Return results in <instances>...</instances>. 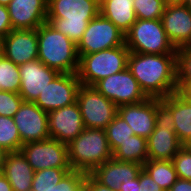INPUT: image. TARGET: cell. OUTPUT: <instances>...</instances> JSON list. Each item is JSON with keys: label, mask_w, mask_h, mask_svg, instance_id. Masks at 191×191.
Listing matches in <instances>:
<instances>
[{"label": "cell", "mask_w": 191, "mask_h": 191, "mask_svg": "<svg viewBox=\"0 0 191 191\" xmlns=\"http://www.w3.org/2000/svg\"><path fill=\"white\" fill-rule=\"evenodd\" d=\"M127 67L147 97L161 99L177 92L176 54L130 52Z\"/></svg>", "instance_id": "cell-1"}, {"label": "cell", "mask_w": 191, "mask_h": 191, "mask_svg": "<svg viewBox=\"0 0 191 191\" xmlns=\"http://www.w3.org/2000/svg\"><path fill=\"white\" fill-rule=\"evenodd\" d=\"M99 5V0H48L47 22L77 45Z\"/></svg>", "instance_id": "cell-2"}, {"label": "cell", "mask_w": 191, "mask_h": 191, "mask_svg": "<svg viewBox=\"0 0 191 191\" xmlns=\"http://www.w3.org/2000/svg\"><path fill=\"white\" fill-rule=\"evenodd\" d=\"M38 59L59 73H77V45L48 22L37 28Z\"/></svg>", "instance_id": "cell-3"}, {"label": "cell", "mask_w": 191, "mask_h": 191, "mask_svg": "<svg viewBox=\"0 0 191 191\" xmlns=\"http://www.w3.org/2000/svg\"><path fill=\"white\" fill-rule=\"evenodd\" d=\"M67 147L71 169L84 173L112 158L105 129L85 128Z\"/></svg>", "instance_id": "cell-4"}, {"label": "cell", "mask_w": 191, "mask_h": 191, "mask_svg": "<svg viewBox=\"0 0 191 191\" xmlns=\"http://www.w3.org/2000/svg\"><path fill=\"white\" fill-rule=\"evenodd\" d=\"M129 49L126 44L79 58L78 78L81 85L94 86L98 81L125 70L128 66Z\"/></svg>", "instance_id": "cell-5"}, {"label": "cell", "mask_w": 191, "mask_h": 191, "mask_svg": "<svg viewBox=\"0 0 191 191\" xmlns=\"http://www.w3.org/2000/svg\"><path fill=\"white\" fill-rule=\"evenodd\" d=\"M125 44L130 52L141 54H176L177 51L161 19H137L125 34Z\"/></svg>", "instance_id": "cell-6"}, {"label": "cell", "mask_w": 191, "mask_h": 191, "mask_svg": "<svg viewBox=\"0 0 191 191\" xmlns=\"http://www.w3.org/2000/svg\"><path fill=\"white\" fill-rule=\"evenodd\" d=\"M76 102L85 128L105 129L118 114V107L93 86L81 85Z\"/></svg>", "instance_id": "cell-7"}, {"label": "cell", "mask_w": 191, "mask_h": 191, "mask_svg": "<svg viewBox=\"0 0 191 191\" xmlns=\"http://www.w3.org/2000/svg\"><path fill=\"white\" fill-rule=\"evenodd\" d=\"M124 44L125 34L99 13L89 22L82 38L77 44V52L80 58L85 54L95 53Z\"/></svg>", "instance_id": "cell-8"}, {"label": "cell", "mask_w": 191, "mask_h": 191, "mask_svg": "<svg viewBox=\"0 0 191 191\" xmlns=\"http://www.w3.org/2000/svg\"><path fill=\"white\" fill-rule=\"evenodd\" d=\"M20 151L34 171L49 168H71L67 144L56 139L27 142L22 145Z\"/></svg>", "instance_id": "cell-9"}, {"label": "cell", "mask_w": 191, "mask_h": 191, "mask_svg": "<svg viewBox=\"0 0 191 191\" xmlns=\"http://www.w3.org/2000/svg\"><path fill=\"white\" fill-rule=\"evenodd\" d=\"M93 87L117 107L140 103L148 98L128 67L98 81Z\"/></svg>", "instance_id": "cell-10"}, {"label": "cell", "mask_w": 191, "mask_h": 191, "mask_svg": "<svg viewBox=\"0 0 191 191\" xmlns=\"http://www.w3.org/2000/svg\"><path fill=\"white\" fill-rule=\"evenodd\" d=\"M81 86L77 73H59L40 93L34 102L47 113L76 102Z\"/></svg>", "instance_id": "cell-11"}, {"label": "cell", "mask_w": 191, "mask_h": 191, "mask_svg": "<svg viewBox=\"0 0 191 191\" xmlns=\"http://www.w3.org/2000/svg\"><path fill=\"white\" fill-rule=\"evenodd\" d=\"M163 114L161 99L146 100L118 107V115L127 122L135 135L148 138L154 131L157 120Z\"/></svg>", "instance_id": "cell-12"}, {"label": "cell", "mask_w": 191, "mask_h": 191, "mask_svg": "<svg viewBox=\"0 0 191 191\" xmlns=\"http://www.w3.org/2000/svg\"><path fill=\"white\" fill-rule=\"evenodd\" d=\"M13 118L23 144L50 138L48 113L34 102L24 101Z\"/></svg>", "instance_id": "cell-13"}, {"label": "cell", "mask_w": 191, "mask_h": 191, "mask_svg": "<svg viewBox=\"0 0 191 191\" xmlns=\"http://www.w3.org/2000/svg\"><path fill=\"white\" fill-rule=\"evenodd\" d=\"M1 54L16 65L38 59L37 29H13L2 38Z\"/></svg>", "instance_id": "cell-14"}, {"label": "cell", "mask_w": 191, "mask_h": 191, "mask_svg": "<svg viewBox=\"0 0 191 191\" xmlns=\"http://www.w3.org/2000/svg\"><path fill=\"white\" fill-rule=\"evenodd\" d=\"M49 136L68 144L84 129L82 115L77 102L48 113Z\"/></svg>", "instance_id": "cell-15"}, {"label": "cell", "mask_w": 191, "mask_h": 191, "mask_svg": "<svg viewBox=\"0 0 191 191\" xmlns=\"http://www.w3.org/2000/svg\"><path fill=\"white\" fill-rule=\"evenodd\" d=\"M21 87L19 95L26 102H35L40 93L58 74L39 59L19 65Z\"/></svg>", "instance_id": "cell-16"}, {"label": "cell", "mask_w": 191, "mask_h": 191, "mask_svg": "<svg viewBox=\"0 0 191 191\" xmlns=\"http://www.w3.org/2000/svg\"><path fill=\"white\" fill-rule=\"evenodd\" d=\"M161 20L176 49L191 45V10L185 4H167Z\"/></svg>", "instance_id": "cell-17"}, {"label": "cell", "mask_w": 191, "mask_h": 191, "mask_svg": "<svg viewBox=\"0 0 191 191\" xmlns=\"http://www.w3.org/2000/svg\"><path fill=\"white\" fill-rule=\"evenodd\" d=\"M182 146L170 121L162 114L147 138L148 160H172Z\"/></svg>", "instance_id": "cell-18"}, {"label": "cell", "mask_w": 191, "mask_h": 191, "mask_svg": "<svg viewBox=\"0 0 191 191\" xmlns=\"http://www.w3.org/2000/svg\"><path fill=\"white\" fill-rule=\"evenodd\" d=\"M161 104L178 140L183 145H191V101L174 92L161 98Z\"/></svg>", "instance_id": "cell-19"}, {"label": "cell", "mask_w": 191, "mask_h": 191, "mask_svg": "<svg viewBox=\"0 0 191 191\" xmlns=\"http://www.w3.org/2000/svg\"><path fill=\"white\" fill-rule=\"evenodd\" d=\"M48 0H11L8 12L13 29H37L47 22Z\"/></svg>", "instance_id": "cell-20"}, {"label": "cell", "mask_w": 191, "mask_h": 191, "mask_svg": "<svg viewBox=\"0 0 191 191\" xmlns=\"http://www.w3.org/2000/svg\"><path fill=\"white\" fill-rule=\"evenodd\" d=\"M141 170L142 165L139 163L111 158L97 166L90 174L102 185L119 191L123 182L136 178Z\"/></svg>", "instance_id": "cell-21"}, {"label": "cell", "mask_w": 191, "mask_h": 191, "mask_svg": "<svg viewBox=\"0 0 191 191\" xmlns=\"http://www.w3.org/2000/svg\"><path fill=\"white\" fill-rule=\"evenodd\" d=\"M1 173L13 191H31L35 171L21 151L7 153Z\"/></svg>", "instance_id": "cell-22"}, {"label": "cell", "mask_w": 191, "mask_h": 191, "mask_svg": "<svg viewBox=\"0 0 191 191\" xmlns=\"http://www.w3.org/2000/svg\"><path fill=\"white\" fill-rule=\"evenodd\" d=\"M133 2L134 0H100L99 13L126 34L137 20Z\"/></svg>", "instance_id": "cell-23"}, {"label": "cell", "mask_w": 191, "mask_h": 191, "mask_svg": "<svg viewBox=\"0 0 191 191\" xmlns=\"http://www.w3.org/2000/svg\"><path fill=\"white\" fill-rule=\"evenodd\" d=\"M112 158L143 165L148 160L147 139L137 135L131 136L112 153Z\"/></svg>", "instance_id": "cell-24"}, {"label": "cell", "mask_w": 191, "mask_h": 191, "mask_svg": "<svg viewBox=\"0 0 191 191\" xmlns=\"http://www.w3.org/2000/svg\"><path fill=\"white\" fill-rule=\"evenodd\" d=\"M142 168L164 191H169L178 179L171 160H147Z\"/></svg>", "instance_id": "cell-25"}, {"label": "cell", "mask_w": 191, "mask_h": 191, "mask_svg": "<svg viewBox=\"0 0 191 191\" xmlns=\"http://www.w3.org/2000/svg\"><path fill=\"white\" fill-rule=\"evenodd\" d=\"M20 87L19 66L0 54V90L19 93Z\"/></svg>", "instance_id": "cell-26"}, {"label": "cell", "mask_w": 191, "mask_h": 191, "mask_svg": "<svg viewBox=\"0 0 191 191\" xmlns=\"http://www.w3.org/2000/svg\"><path fill=\"white\" fill-rule=\"evenodd\" d=\"M22 145L14 118L0 116V146L8 152H18Z\"/></svg>", "instance_id": "cell-27"}, {"label": "cell", "mask_w": 191, "mask_h": 191, "mask_svg": "<svg viewBox=\"0 0 191 191\" xmlns=\"http://www.w3.org/2000/svg\"><path fill=\"white\" fill-rule=\"evenodd\" d=\"M71 170V168H49L35 171L31 191L52 189Z\"/></svg>", "instance_id": "cell-28"}, {"label": "cell", "mask_w": 191, "mask_h": 191, "mask_svg": "<svg viewBox=\"0 0 191 191\" xmlns=\"http://www.w3.org/2000/svg\"><path fill=\"white\" fill-rule=\"evenodd\" d=\"M106 137L112 153L131 136L135 135L132 128L118 114L105 128Z\"/></svg>", "instance_id": "cell-29"}, {"label": "cell", "mask_w": 191, "mask_h": 191, "mask_svg": "<svg viewBox=\"0 0 191 191\" xmlns=\"http://www.w3.org/2000/svg\"><path fill=\"white\" fill-rule=\"evenodd\" d=\"M137 19H161L166 8V0H134Z\"/></svg>", "instance_id": "cell-30"}, {"label": "cell", "mask_w": 191, "mask_h": 191, "mask_svg": "<svg viewBox=\"0 0 191 191\" xmlns=\"http://www.w3.org/2000/svg\"><path fill=\"white\" fill-rule=\"evenodd\" d=\"M171 161L178 178L191 181V145H183Z\"/></svg>", "instance_id": "cell-31"}, {"label": "cell", "mask_w": 191, "mask_h": 191, "mask_svg": "<svg viewBox=\"0 0 191 191\" xmlns=\"http://www.w3.org/2000/svg\"><path fill=\"white\" fill-rule=\"evenodd\" d=\"M176 80H191V45L176 51Z\"/></svg>", "instance_id": "cell-32"}, {"label": "cell", "mask_w": 191, "mask_h": 191, "mask_svg": "<svg viewBox=\"0 0 191 191\" xmlns=\"http://www.w3.org/2000/svg\"><path fill=\"white\" fill-rule=\"evenodd\" d=\"M23 102L19 93L0 90V116L14 117Z\"/></svg>", "instance_id": "cell-33"}, {"label": "cell", "mask_w": 191, "mask_h": 191, "mask_svg": "<svg viewBox=\"0 0 191 191\" xmlns=\"http://www.w3.org/2000/svg\"><path fill=\"white\" fill-rule=\"evenodd\" d=\"M86 173L78 170L69 171L56 185V191H86L84 179Z\"/></svg>", "instance_id": "cell-34"}, {"label": "cell", "mask_w": 191, "mask_h": 191, "mask_svg": "<svg viewBox=\"0 0 191 191\" xmlns=\"http://www.w3.org/2000/svg\"><path fill=\"white\" fill-rule=\"evenodd\" d=\"M139 191H164L142 168L139 172Z\"/></svg>", "instance_id": "cell-35"}, {"label": "cell", "mask_w": 191, "mask_h": 191, "mask_svg": "<svg viewBox=\"0 0 191 191\" xmlns=\"http://www.w3.org/2000/svg\"><path fill=\"white\" fill-rule=\"evenodd\" d=\"M12 30L8 8L0 4V37H5Z\"/></svg>", "instance_id": "cell-36"}, {"label": "cell", "mask_w": 191, "mask_h": 191, "mask_svg": "<svg viewBox=\"0 0 191 191\" xmlns=\"http://www.w3.org/2000/svg\"><path fill=\"white\" fill-rule=\"evenodd\" d=\"M86 191H116L99 183L90 173H86L84 179Z\"/></svg>", "instance_id": "cell-37"}, {"label": "cell", "mask_w": 191, "mask_h": 191, "mask_svg": "<svg viewBox=\"0 0 191 191\" xmlns=\"http://www.w3.org/2000/svg\"><path fill=\"white\" fill-rule=\"evenodd\" d=\"M177 93L183 98L191 101V80H176Z\"/></svg>", "instance_id": "cell-38"}, {"label": "cell", "mask_w": 191, "mask_h": 191, "mask_svg": "<svg viewBox=\"0 0 191 191\" xmlns=\"http://www.w3.org/2000/svg\"><path fill=\"white\" fill-rule=\"evenodd\" d=\"M169 191H191V181L178 178Z\"/></svg>", "instance_id": "cell-39"}, {"label": "cell", "mask_w": 191, "mask_h": 191, "mask_svg": "<svg viewBox=\"0 0 191 191\" xmlns=\"http://www.w3.org/2000/svg\"><path fill=\"white\" fill-rule=\"evenodd\" d=\"M119 191H139V174L136 178L123 182Z\"/></svg>", "instance_id": "cell-40"}, {"label": "cell", "mask_w": 191, "mask_h": 191, "mask_svg": "<svg viewBox=\"0 0 191 191\" xmlns=\"http://www.w3.org/2000/svg\"><path fill=\"white\" fill-rule=\"evenodd\" d=\"M0 191H13L7 178L0 172Z\"/></svg>", "instance_id": "cell-41"}, {"label": "cell", "mask_w": 191, "mask_h": 191, "mask_svg": "<svg viewBox=\"0 0 191 191\" xmlns=\"http://www.w3.org/2000/svg\"><path fill=\"white\" fill-rule=\"evenodd\" d=\"M7 153H8V151H6L3 147L0 146V172H1L3 164L5 162Z\"/></svg>", "instance_id": "cell-42"}, {"label": "cell", "mask_w": 191, "mask_h": 191, "mask_svg": "<svg viewBox=\"0 0 191 191\" xmlns=\"http://www.w3.org/2000/svg\"><path fill=\"white\" fill-rule=\"evenodd\" d=\"M187 0H166L167 4H185Z\"/></svg>", "instance_id": "cell-43"}, {"label": "cell", "mask_w": 191, "mask_h": 191, "mask_svg": "<svg viewBox=\"0 0 191 191\" xmlns=\"http://www.w3.org/2000/svg\"><path fill=\"white\" fill-rule=\"evenodd\" d=\"M11 2V0H0V4L4 6H8V4Z\"/></svg>", "instance_id": "cell-44"}, {"label": "cell", "mask_w": 191, "mask_h": 191, "mask_svg": "<svg viewBox=\"0 0 191 191\" xmlns=\"http://www.w3.org/2000/svg\"><path fill=\"white\" fill-rule=\"evenodd\" d=\"M185 5L191 10V0H187Z\"/></svg>", "instance_id": "cell-45"}, {"label": "cell", "mask_w": 191, "mask_h": 191, "mask_svg": "<svg viewBox=\"0 0 191 191\" xmlns=\"http://www.w3.org/2000/svg\"><path fill=\"white\" fill-rule=\"evenodd\" d=\"M56 185L52 188V189H49V190H47V191H56ZM45 191V190H44Z\"/></svg>", "instance_id": "cell-46"}, {"label": "cell", "mask_w": 191, "mask_h": 191, "mask_svg": "<svg viewBox=\"0 0 191 191\" xmlns=\"http://www.w3.org/2000/svg\"><path fill=\"white\" fill-rule=\"evenodd\" d=\"M1 47H2V37H0V54H1Z\"/></svg>", "instance_id": "cell-47"}]
</instances>
